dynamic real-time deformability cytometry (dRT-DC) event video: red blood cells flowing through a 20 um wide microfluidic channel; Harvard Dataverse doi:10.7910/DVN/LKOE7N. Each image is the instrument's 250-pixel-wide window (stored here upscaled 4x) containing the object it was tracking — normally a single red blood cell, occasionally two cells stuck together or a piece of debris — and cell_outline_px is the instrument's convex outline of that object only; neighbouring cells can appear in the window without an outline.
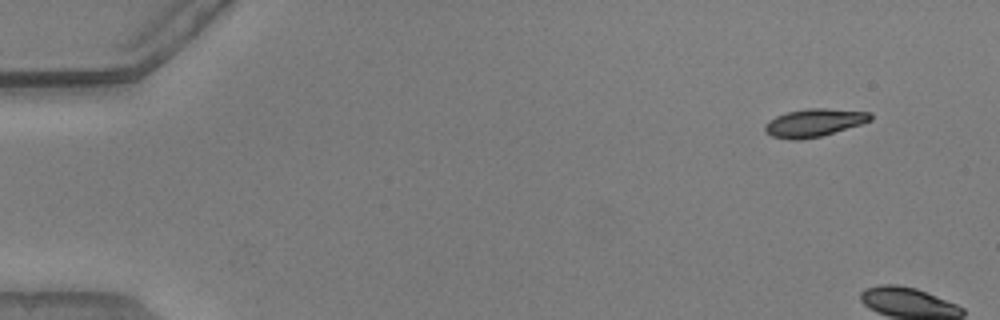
{"species": "common noctule bat (a hibernating species)", "species_latin": "Nyctalus noctula", "temperature_condition": "warm", "stored_images_in_passage": 5, "camera_frame_rate_fps": 3000, "um_per_image_px": 0.085, "animal": {"sex": "male", "body_mass_g": 20.5, "forearm_length_mm": 52.5}, "frame": {"image": 1, "passage_image": 1, "time_ms": 0.0, "image_size_px": [1000, 320], "cell_outline_px": [[872, 120], [860, 124], [820, 136], [800, 140], [788, 140], [772, 136], [764, 128], [764, 124], [768, 120], [776, 116], [788, 112], [808, 108], [828, 108], [872, 112]], "centroid_in_image_um": [69.19, 10.42], "position_along_channel_um": 15.8, "area_um2": 17.11}}